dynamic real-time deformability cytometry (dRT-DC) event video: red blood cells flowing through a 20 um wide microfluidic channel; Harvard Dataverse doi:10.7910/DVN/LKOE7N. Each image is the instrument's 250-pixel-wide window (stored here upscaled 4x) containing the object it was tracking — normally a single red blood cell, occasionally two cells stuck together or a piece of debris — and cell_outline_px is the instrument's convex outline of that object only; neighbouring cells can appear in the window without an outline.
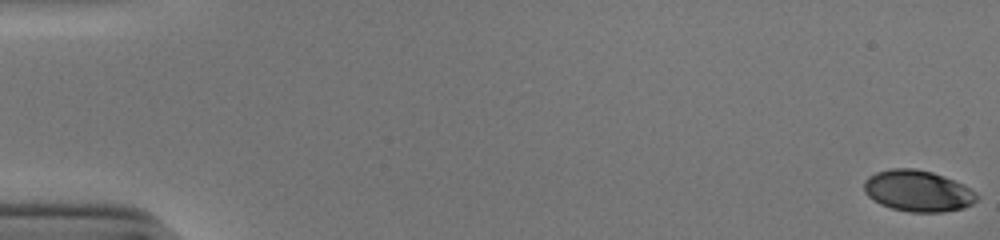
{"species": "human", "species_latin": "Homo sapiens", "temperature_condition": "cold", "stored_images_in_passage": 54, "camera_frame_rate_fps": 3000, "um_per_image_px": 0.085, "donor": {"sex": "male"}, "frame": {"image": 1, "passage_image": 1, "time_ms": 0.0, "image_size_px": [1000, 240], "cell_outline_px": [[980, 196], [972, 204], [964, 208], [944, 212], [912, 212], [892, 208], [880, 204], [872, 200], [864, 192], [864, 180], [868, 176], [876, 172], [892, 168], [916, 168], [932, 172], [944, 176], [964, 184], [976, 192]], "centroid_in_image_um": [78.02, 16.22], "position_along_channel_um": 7.0, "area_um2": 27.4}}
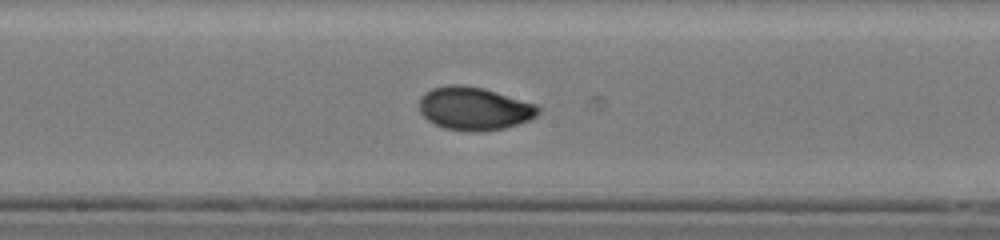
{"frame": {"image": 2, "passage_image": 30, "time_ms": 9.667, "image_size_px": [1000, 240], "cell_outline_px": [[540, 112], [536, 116], [528, 120], [504, 128], [472, 132], [444, 128], [428, 120], [420, 112], [420, 96], [424, 92], [432, 88], [448, 84], [460, 84], [484, 88], [536, 104], [540, 108]], "centroid_in_image_um": [40.29, 9.21], "position_along_channel_um": 207.9, "area_um2": 29.82}}
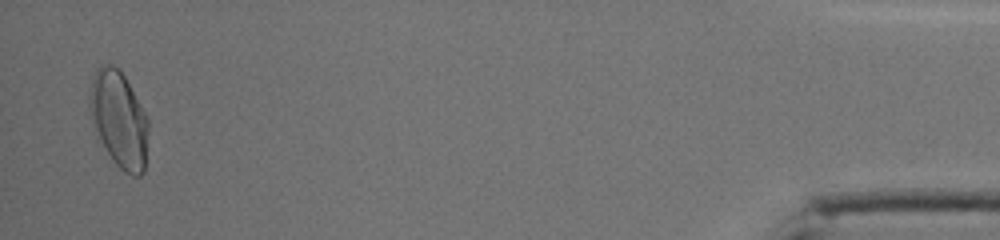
{"frame": {"image": 3, "passage_image": 53, "time_ms": 17.333, "image_size_px": [1000, 240], "cell_outline_px": [[148, 128], [144, 172], [140, 176], [132, 176], [124, 172], [112, 160], [96, 140], [88, 108], [88, 92], [92, 76], [96, 68], [100, 64], [112, 64], [120, 68], [144, 112], [148, 120]], "centroid_in_image_um": [10.04, 10.14], "position_along_channel_um": 425.2, "area_um2": 33.76}, "authors_computed_cell_mechanics": {"area_um2": 28.3509, "velocity_mm_per_s": 3.8885, "shape_relaxation_time_tau1_ms": 5.1955, "shape_relaxation_time_tau2_ms": null, "deformation_change_tau1": 0.1838, "deformation_change_tau2": null}}